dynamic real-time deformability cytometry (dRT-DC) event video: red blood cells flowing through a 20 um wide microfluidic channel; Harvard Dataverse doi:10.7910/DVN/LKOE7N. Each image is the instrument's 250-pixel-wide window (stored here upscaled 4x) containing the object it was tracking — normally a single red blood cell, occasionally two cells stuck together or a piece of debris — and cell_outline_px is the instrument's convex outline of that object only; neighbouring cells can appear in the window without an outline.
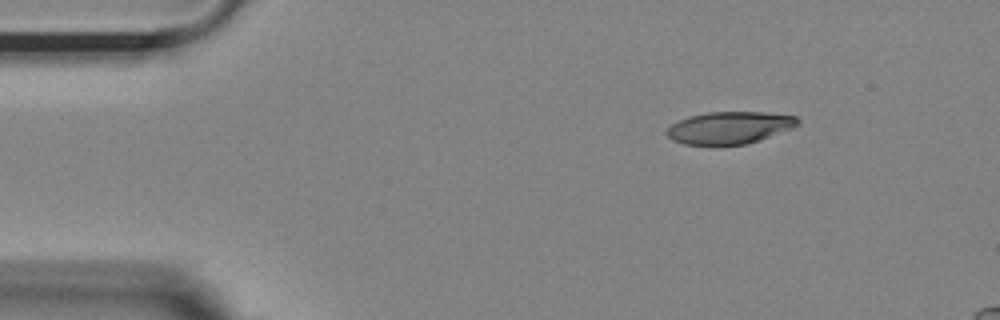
{"species": "Egyptian fruit bat (a non-hibernating species)", "species_latin": "Rousettus aegyptiacus", "temperature_condition": "room temperature", "stored_images_in_passage": 10, "camera_frame_rate_fps": 3000, "um_per_image_px": 0.085, "animal": {"sex": "female"}, "frame": {"image": 1, "passage_image": 1, "time_ms": 0.0, "image_size_px": [1000, 320], "cell_outline_px": [[800, 124], [792, 128], [748, 144], [684, 144], [672, 140], [664, 132], [672, 124], [688, 116], [708, 112], [764, 112], [796, 116], [800, 120]], "centroid_in_image_um": [62.02, 10.84], "position_along_channel_um": 23.0, "area_um2": 24.45}}